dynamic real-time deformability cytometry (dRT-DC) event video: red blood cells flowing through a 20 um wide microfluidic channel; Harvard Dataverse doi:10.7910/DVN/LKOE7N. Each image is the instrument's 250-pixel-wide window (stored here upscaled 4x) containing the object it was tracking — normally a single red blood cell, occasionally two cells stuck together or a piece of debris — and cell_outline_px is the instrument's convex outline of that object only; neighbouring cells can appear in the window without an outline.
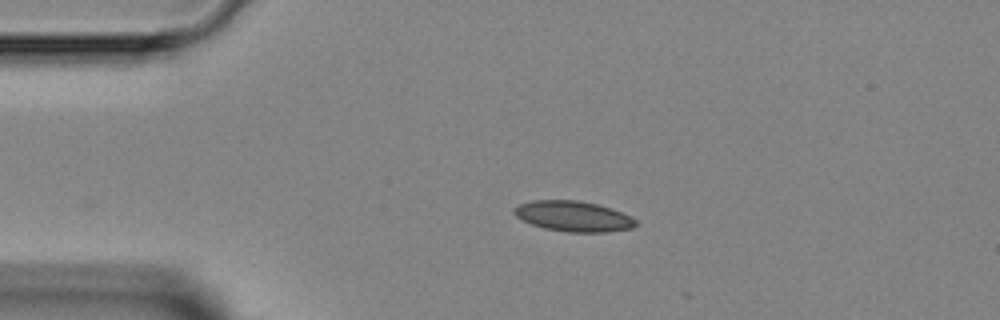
{"species": "Egyptian fruit bat (a non-hibernating species)", "species_latin": "Rousettus aegyptiacus", "temperature_condition": "room temperature", "stored_images_in_passage": 3, "camera_frame_rate_fps": 3000, "um_per_image_px": 0.085, "animal": {"sex": "female"}, "frame": {"image": 1, "passage_image": 3, "time_ms": 2.333, "image_size_px": [1000, 320], "cell_outline_px": [[640, 224], [632, 228], [604, 232], [568, 232], [544, 228], [532, 224], [516, 216], [512, 212], [512, 208], [520, 204], [532, 200], [576, 200], [596, 204], [612, 208], [636, 220]], "centroid_in_image_um": [48.72, 18.38], "position_along_channel_um": 36.3, "area_um2": 21.5}}